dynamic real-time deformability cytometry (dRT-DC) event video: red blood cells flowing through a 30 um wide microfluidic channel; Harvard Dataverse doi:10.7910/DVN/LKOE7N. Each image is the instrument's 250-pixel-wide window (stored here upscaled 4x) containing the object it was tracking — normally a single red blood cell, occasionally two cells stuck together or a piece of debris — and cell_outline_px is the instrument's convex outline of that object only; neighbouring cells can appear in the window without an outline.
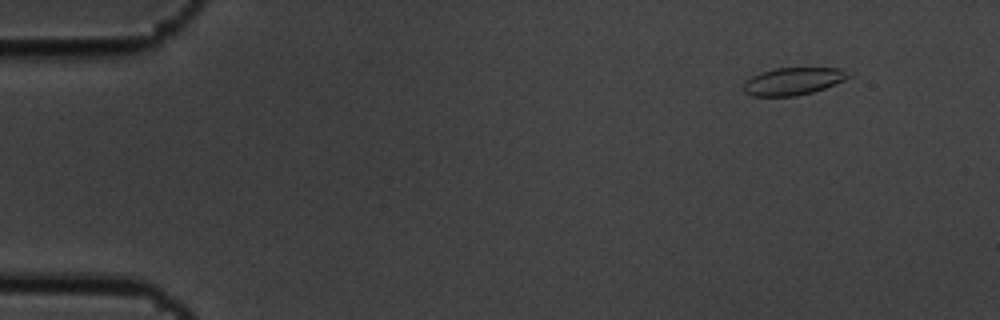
{"species": "common noctule bat (a hibernating species)", "species_latin": "Nyctalus noctula", "temperature_condition": "cold", "stored_images_in_passage": 5, "camera_frame_rate_fps": 3000, "um_per_image_px": 0.085, "animal": {"sex": "male", "body_mass_g": 19.5, "forearm_length_mm": 54.6}, "frame": {"image": 1, "passage_image": 2, "time_ms": 0.333, "image_size_px": [1000, 320], "cell_outline_px": [[852, 76], [844, 80], [824, 88], [812, 92], [796, 96], [752, 96], [744, 92], [744, 84], [752, 76], [760, 72], [776, 68], [844, 68]], "centroid_in_image_um": [67.43, 6.9], "position_along_channel_um": 17.6, "area_um2": 16.7}}